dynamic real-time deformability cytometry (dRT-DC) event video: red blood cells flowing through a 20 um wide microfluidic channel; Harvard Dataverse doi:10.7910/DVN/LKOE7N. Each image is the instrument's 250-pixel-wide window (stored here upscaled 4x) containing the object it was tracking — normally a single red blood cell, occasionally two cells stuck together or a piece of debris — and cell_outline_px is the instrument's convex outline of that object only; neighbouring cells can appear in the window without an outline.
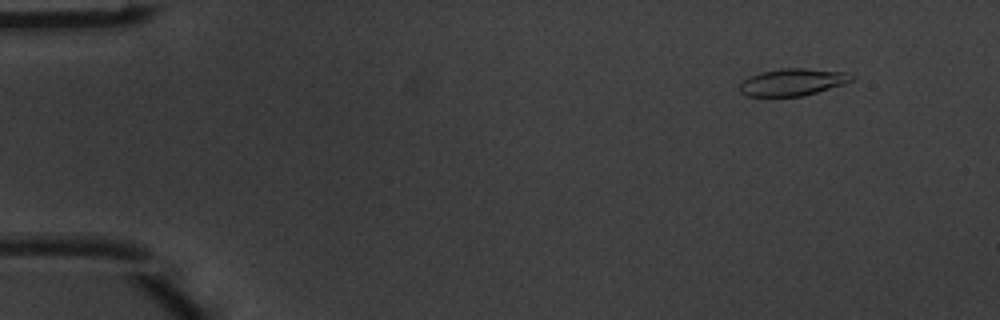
{"species": "common noctule bat (a hibernating species)", "species_latin": "Nyctalus noctula", "temperature_condition": "warm", "stored_images_in_passage": 6, "camera_frame_rate_fps": 3000, "um_per_image_px": 0.085, "animal": {"sex": "male", "body_mass_g": 20.1, "forearm_length_mm": 53.5}, "frame": {"image": 1, "passage_image": 2, "time_ms": 0.333, "image_size_px": [1000, 320], "cell_outline_px": [[856, 76], [852, 80], [844, 84], [816, 92], [800, 96], [748, 96], [740, 92], [740, 80], [748, 76], [760, 72], [784, 68], [804, 68], [848, 72]], "centroid_in_image_um": [67.36, 6.96], "position_along_channel_um": 17.6, "area_um2": 17.74}}
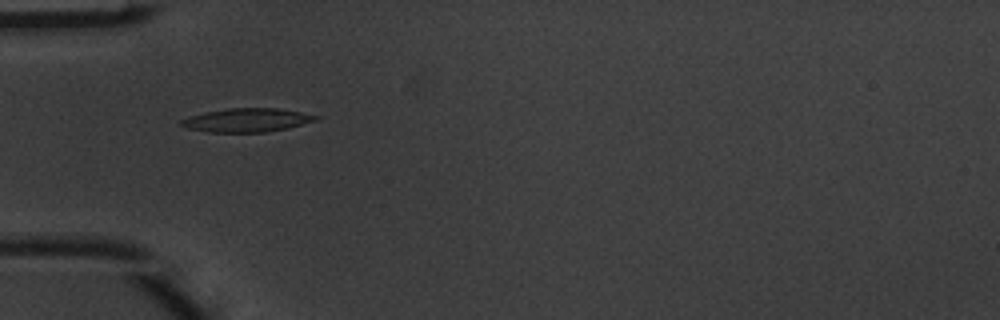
{"frame": {"image": 2, "passage_image": 5, "time_ms": 1.333, "image_size_px": [1000, 320], "cell_outline_px": [[320, 116], [316, 120], [288, 128], [268, 132], [208, 132], [188, 128], [180, 124], [180, 120], [188, 116], [204, 112], [228, 108], [280, 108]], "centroid_in_image_um": [20.97, 10.2], "position_along_channel_um": 64.0, "area_um2": 18.55}}
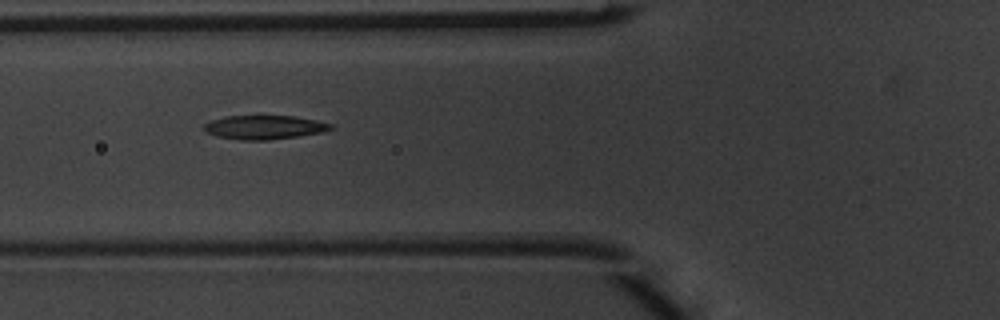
{"frame": {"image": 3, "passage_image": 6, "time_ms": 1.667, "image_size_px": [1000, 320], "cell_outline_px": [[336, 128], [320, 132], [300, 136], [268, 140], [240, 140], [216, 136], [204, 132], [204, 124], [212, 120], [228, 116], [292, 116], [316, 120], [332, 124]], "centroid_in_image_um": [22.46, 10.82], "position_along_channel_um": 103.3, "area_um2": 17.63}}